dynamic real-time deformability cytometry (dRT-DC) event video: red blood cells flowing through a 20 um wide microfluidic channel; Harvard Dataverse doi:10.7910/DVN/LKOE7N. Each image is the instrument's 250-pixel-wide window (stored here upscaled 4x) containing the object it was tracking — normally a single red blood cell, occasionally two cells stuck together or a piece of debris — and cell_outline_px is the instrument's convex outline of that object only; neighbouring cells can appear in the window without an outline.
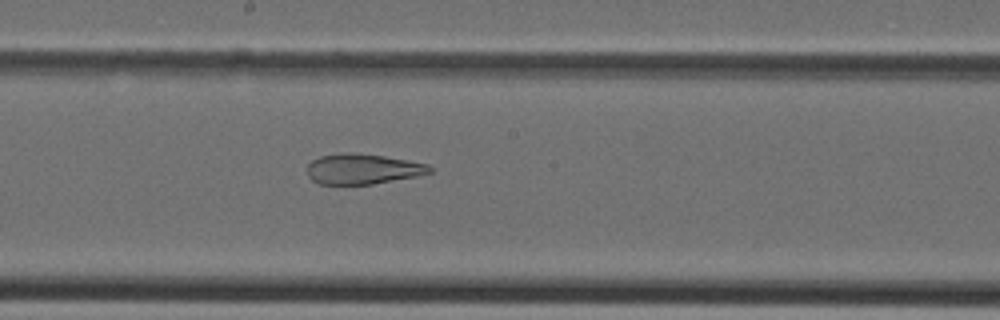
{"species": "Egyptian fruit bat (a non-hibernating species)", "species_latin": "Rousettus aegyptiacus", "temperature_condition": "cold", "stored_images_in_passage": 25, "camera_frame_rate_fps": 3000, "um_per_image_px": 0.085, "animal": {"sex": "female"}, "frame": {"image": 1, "passage_image": 10, "time_ms": 3.0, "image_size_px": [1000, 320], "cell_outline_px": [[432, 172], [416, 176], [372, 184], [320, 184], [312, 180], [308, 176], [308, 164], [312, 160], [320, 156], [340, 152], [352, 152], [384, 156], [408, 160], [428, 164], [432, 168]], "centroid_in_image_um": [30.82, 14.35], "position_along_channel_um": 217.4, "area_um2": 21.68}}
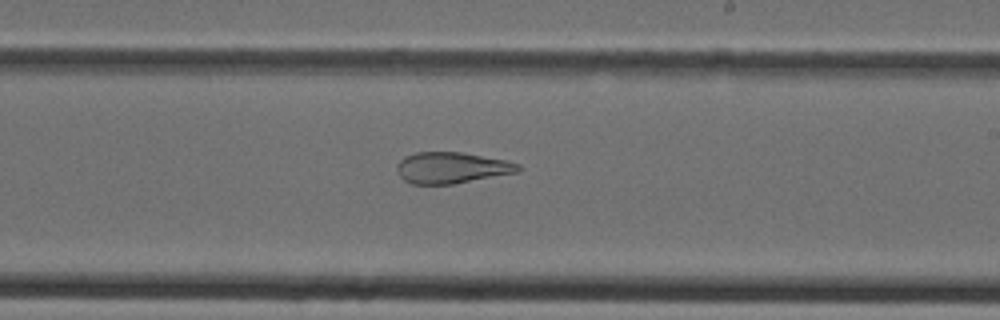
{"frame": {"image": 2, "passage_image": 12, "time_ms": 3.667, "image_size_px": [1000, 320], "cell_outline_px": [[520, 172], [452, 184], [412, 184], [404, 180], [400, 176], [396, 168], [396, 164], [404, 156], [416, 152], [460, 152], [504, 160], [520, 164]], "centroid_in_image_um": [38.36, 14.26], "position_along_channel_um": 250.6, "area_um2": 22.02}}
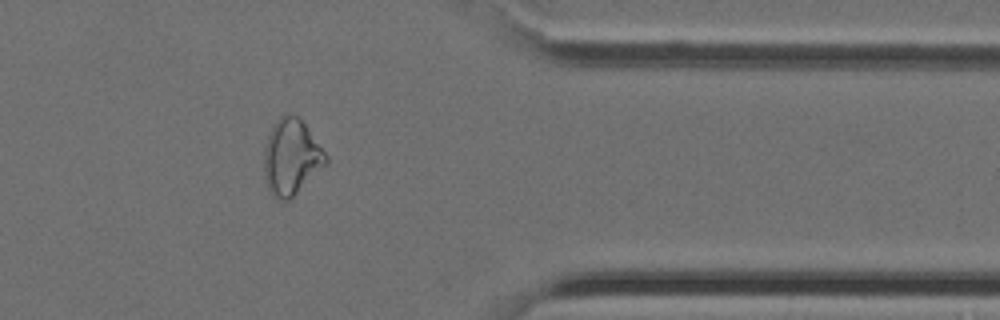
{"frame": {"image": 3, "passage_image": 21, "time_ms": 6.667, "image_size_px": [1000, 320], "cell_outline_px": [[328, 164], [288, 200], [276, 200], [268, 188], [264, 176], [264, 148], [272, 124], [280, 116], [296, 116], [304, 124], [328, 156]], "centroid_in_image_um": [24.75, 13.38], "position_along_channel_um": 386.6, "area_um2": 26.99}}